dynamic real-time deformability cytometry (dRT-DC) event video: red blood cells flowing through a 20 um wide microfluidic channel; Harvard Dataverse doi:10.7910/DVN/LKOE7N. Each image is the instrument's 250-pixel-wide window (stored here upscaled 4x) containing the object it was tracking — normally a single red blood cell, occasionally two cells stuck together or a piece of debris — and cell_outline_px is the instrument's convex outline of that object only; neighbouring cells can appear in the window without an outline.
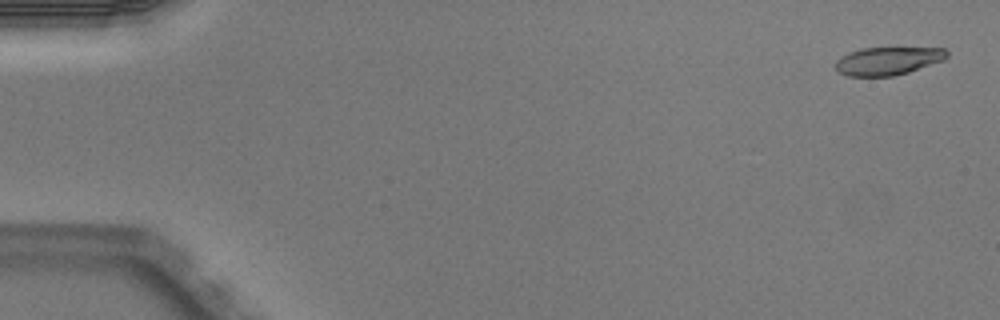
{"species": "Egyptian fruit bat (a non-hibernating species)", "species_latin": "Rousettus aegyptiacus", "temperature_condition": "warm", "stored_images_in_passage": 6, "camera_frame_rate_fps": 3000, "um_per_image_px": 0.085, "animal": {"sex": "male"}, "frame": {"image": 1, "passage_image": 6, "time_ms": 1.667, "image_size_px": [1000, 320], "cell_outline_px": [[948, 56], [944, 60], [908, 72], [892, 76], [848, 76], [840, 72], [836, 68], [836, 60], [848, 52], [860, 48], [944, 48], [948, 52]], "centroid_in_image_um": [75.47, 5.17], "position_along_channel_um": 9.5, "area_um2": 18.09}}